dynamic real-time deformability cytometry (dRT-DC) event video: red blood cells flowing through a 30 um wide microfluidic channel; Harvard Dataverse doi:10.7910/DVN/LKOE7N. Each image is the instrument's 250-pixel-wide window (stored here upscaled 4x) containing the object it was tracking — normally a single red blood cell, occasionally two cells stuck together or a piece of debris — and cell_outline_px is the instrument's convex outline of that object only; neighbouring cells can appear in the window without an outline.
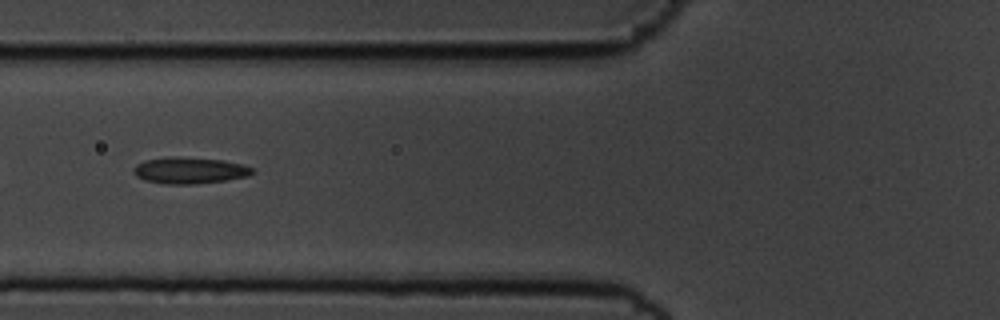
{"species": "common noctule bat (a hibernating species)", "species_latin": "Nyctalus noctula", "temperature_condition": "cold", "stored_images_in_passage": 39, "camera_frame_rate_fps": 3000, "um_per_image_px": 0.085, "animal": {"sex": "male", "body_mass_g": 19.5, "forearm_length_mm": 54.6}, "frame": {"image": 1, "passage_image": 5, "time_ms": 1.333, "image_size_px": [1000, 320], "cell_outline_px": [[256, 172], [248, 176], [224, 180], [196, 184], [168, 184], [144, 180], [136, 176], [132, 172], [132, 168], [136, 164], [144, 160], [168, 156], [172, 156], [224, 160], [240, 164], [252, 168]], "centroid_in_image_um": [16.07, 14.48], "position_along_channel_um": 109.7, "area_um2": 18.38}}
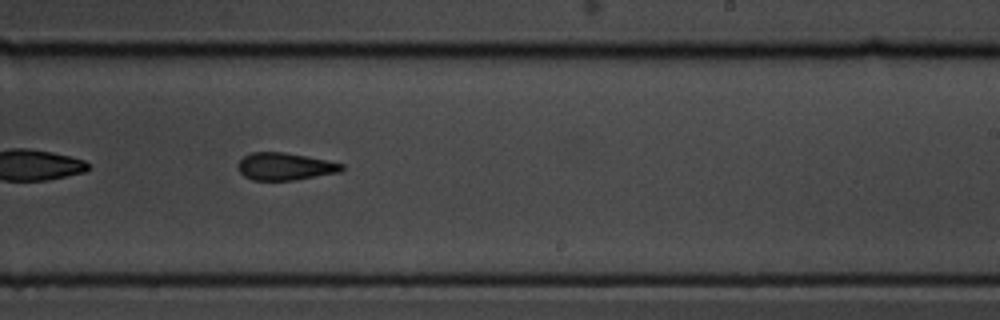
{"frame": {"image": 2, "passage_image": 18, "time_ms": 5.667, "image_size_px": [1000, 320], "cell_outline_px": [[344, 168], [340, 172], [292, 180], [252, 180], [244, 176], [240, 172], [236, 164], [244, 156], [252, 152], [284, 152], [328, 160], [344, 164]], "centroid_in_image_um": [24.21, 14.14], "position_along_channel_um": 264.8, "area_um2": 16.53}}
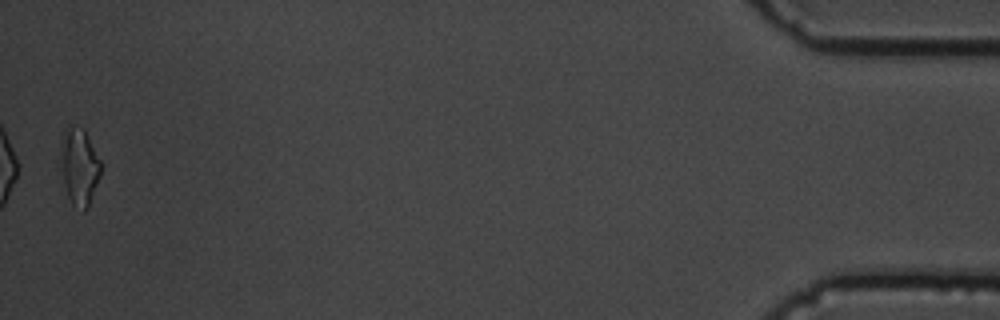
{"frame": {"image": 3, "passage_image": 39, "time_ms": 12.667, "image_size_px": [1000, 320], "cell_outline_px": [[100, 176], [88, 208], [84, 212], [72, 204], [68, 196], [64, 180], [64, 128], [68, 124], [72, 124], [84, 128], [100, 160]], "centroid_in_image_um": [6.81, 14.16], "position_along_channel_um": 428.4, "area_um2": 17.17}, "authors_computed_cell_mechanics": {"area_um2": 16.762, "velocity_mm_per_s": 3.5844, "shape_relaxation_time_tau1_ms": 5.7689, "shape_relaxation_time_tau2_ms": 8.3198, "deformation_change_tau1": 0.1308, "deformation_change_tau2": 0.1854}}